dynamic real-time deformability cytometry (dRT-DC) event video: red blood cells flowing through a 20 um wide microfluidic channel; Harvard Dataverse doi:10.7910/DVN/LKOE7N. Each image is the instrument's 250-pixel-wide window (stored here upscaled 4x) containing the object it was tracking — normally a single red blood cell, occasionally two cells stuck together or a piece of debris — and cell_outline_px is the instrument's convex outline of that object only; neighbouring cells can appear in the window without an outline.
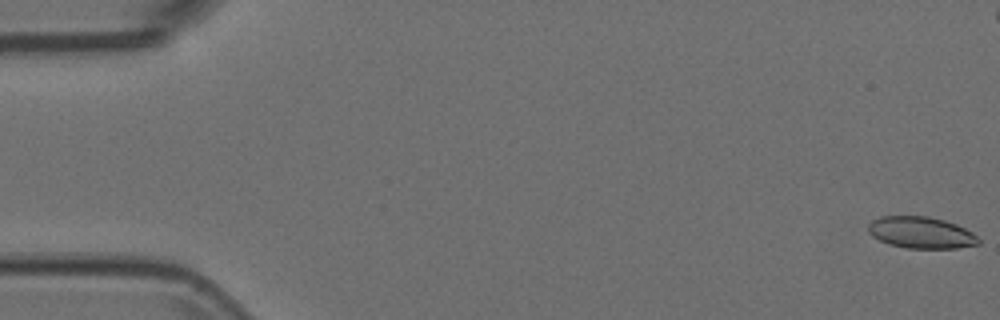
{"species": "Egyptian fruit bat (a non-hibernating species)", "species_latin": "Rousettus aegyptiacus", "temperature_condition": "room temperature", "stored_images_in_passage": 13, "camera_frame_rate_fps": 3000, "um_per_image_px": 0.085, "animal": {"sex": "female"}, "frame": {"image": 1, "passage_image": 1, "time_ms": 0.0, "image_size_px": [1000, 320], "cell_outline_px": [[980, 244], [956, 248], [908, 248], [888, 244], [872, 236], [868, 232], [868, 224], [872, 220], [880, 216], [928, 216], [944, 220], [956, 224], [972, 232], [980, 240]], "centroid_in_image_um": [78.27, 19.76], "position_along_channel_um": 6.7, "area_um2": 20.35}}